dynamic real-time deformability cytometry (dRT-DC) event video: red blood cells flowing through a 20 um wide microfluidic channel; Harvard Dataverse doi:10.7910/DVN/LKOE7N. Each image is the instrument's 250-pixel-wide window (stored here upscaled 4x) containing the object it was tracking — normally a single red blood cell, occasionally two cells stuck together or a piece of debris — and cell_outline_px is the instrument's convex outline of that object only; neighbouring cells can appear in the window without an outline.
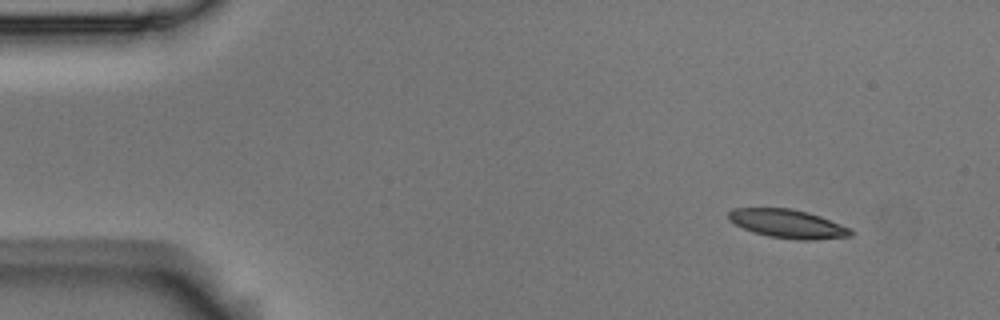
{"species": "Egyptian fruit bat (a non-hibernating species)", "species_latin": "Rousettus aegyptiacus", "temperature_condition": "room temperature", "stored_images_in_passage": 3, "camera_frame_rate_fps": 3000, "um_per_image_px": 0.085, "animal": {"sex": "male"}, "frame": {"image": 1, "passage_image": 1, "time_ms": 0.0, "image_size_px": [1000, 320], "cell_outline_px": [[856, 232], [852, 236], [816, 240], [796, 240], [768, 236], [752, 232], [728, 220], [728, 212], [732, 208], [792, 208], [808, 212], [820, 216], [840, 224]], "centroid_in_image_um": [66.96, 19.02], "position_along_channel_um": 18.0, "area_um2": 20.52}}